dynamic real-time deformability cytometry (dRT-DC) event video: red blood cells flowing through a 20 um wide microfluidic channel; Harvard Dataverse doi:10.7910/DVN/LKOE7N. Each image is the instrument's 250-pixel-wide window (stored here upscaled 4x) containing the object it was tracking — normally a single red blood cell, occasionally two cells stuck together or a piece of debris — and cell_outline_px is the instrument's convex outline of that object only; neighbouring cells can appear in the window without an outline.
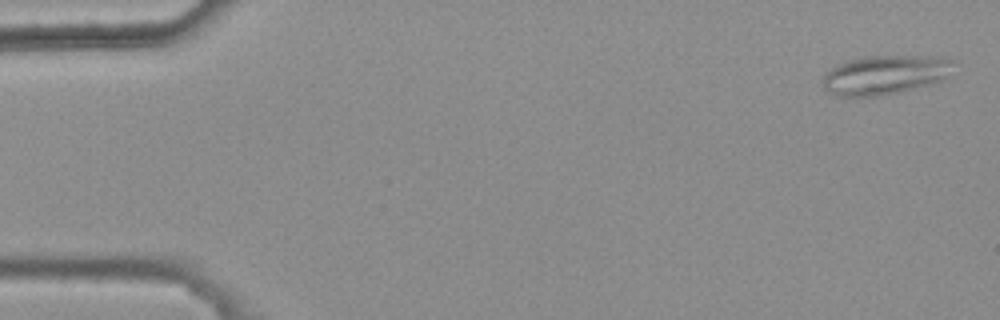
{"species": "common noctule bat (a hibernating species)", "species_latin": "Nyctalus noctula", "temperature_condition": "warm", "stored_images_in_passage": 5, "camera_frame_rate_fps": 3000, "um_per_image_px": 0.085, "animal": {"sex": "female", "body_mass_g": 25.1}, "frame": {"image": 1, "passage_image": 1, "time_ms": 0.0, "image_size_px": [1000, 320], "cell_outline_px": [[960, 64], [944, 80], [880, 96], [836, 96], [828, 92], [824, 88], [820, 80], [824, 72], [836, 64], [848, 60], [868, 56], [932, 56], [956, 60]], "centroid_in_image_um": [75.24, 6.34], "position_along_channel_um": 9.8, "area_um2": 30.4}}
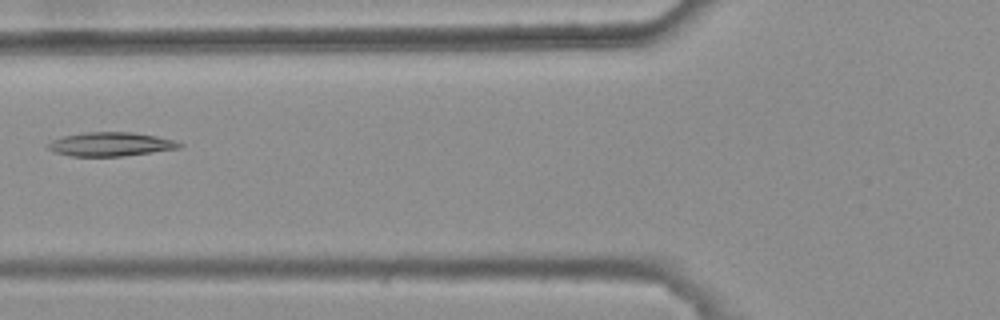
{"frame": {"image": 2, "passage_image": 5, "time_ms": 1.333, "image_size_px": [1000, 320], "cell_outline_px": [[184, 144], [180, 148], [152, 152], [120, 156], [72, 156], [56, 152], [48, 148], [48, 144], [52, 140], [64, 136], [84, 132], [132, 132], [156, 136], [176, 140]], "centroid_in_image_um": [9.45, 12.25], "position_along_channel_um": 116.4, "area_um2": 18.15}}